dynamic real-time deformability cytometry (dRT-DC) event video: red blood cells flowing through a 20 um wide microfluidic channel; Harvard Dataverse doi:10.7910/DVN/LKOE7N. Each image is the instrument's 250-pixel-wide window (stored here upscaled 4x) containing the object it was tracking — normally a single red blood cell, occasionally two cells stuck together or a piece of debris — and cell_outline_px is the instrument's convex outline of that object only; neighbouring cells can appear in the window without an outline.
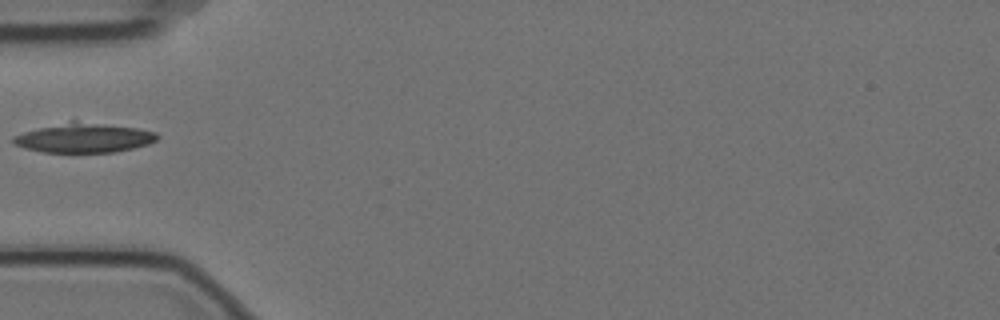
{"species": "Egyptian fruit bat (a non-hibernating species)", "species_latin": "Rousettus aegyptiacus", "temperature_condition": "cold", "stored_images_in_passage": 6, "camera_frame_rate_fps": 3000, "um_per_image_px": 0.085, "animal": {"sex": "female"}, "frame": {"image": 1, "passage_image": 6, "time_ms": 1.667, "image_size_px": [1000, 320], "cell_outline_px": [[160, 136], [156, 140], [148, 144], [116, 152], [44, 152], [24, 148], [12, 144], [12, 136], [24, 132], [72, 120], [76, 120], [136, 128], [156, 132]], "centroid_in_image_um": [7.13, 11.72], "position_along_channel_um": 77.9, "area_um2": 24.62}}